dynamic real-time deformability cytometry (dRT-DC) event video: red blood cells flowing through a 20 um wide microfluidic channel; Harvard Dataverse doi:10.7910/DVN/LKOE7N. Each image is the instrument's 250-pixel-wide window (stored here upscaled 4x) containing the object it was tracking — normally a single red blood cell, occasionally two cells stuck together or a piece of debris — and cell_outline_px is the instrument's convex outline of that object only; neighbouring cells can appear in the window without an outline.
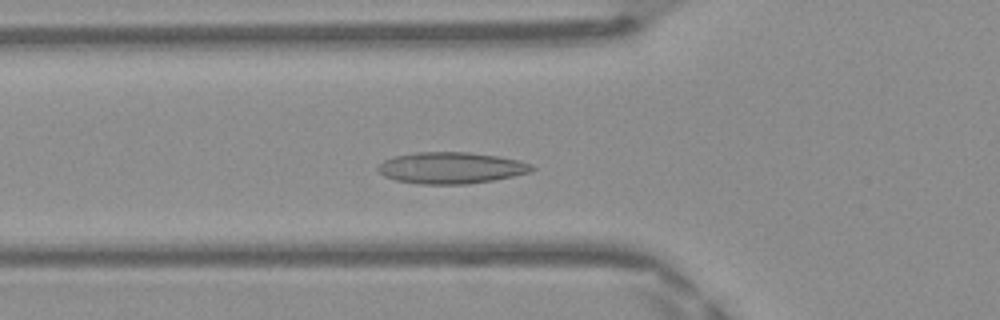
{"species": "Egyptian fruit bat (a non-hibernating species)", "species_latin": "Rousettus aegyptiacus", "temperature_condition": "warm", "stored_images_in_passage": 37, "camera_frame_rate_fps": 3000, "um_per_image_px": 0.085, "frame": {"image": 1, "passage_image": 5, "time_ms": 1.333, "image_size_px": [1000, 320], "cell_outline_px": [[536, 168], [532, 172], [492, 180], [468, 184], [420, 184], [396, 180], [384, 176], [376, 168], [384, 160], [392, 156], [416, 152], [468, 152], [496, 156], [520, 160], [532, 164]], "centroid_in_image_um": [38.35, 14.26], "position_along_channel_um": 87.5, "area_um2": 28.26}}
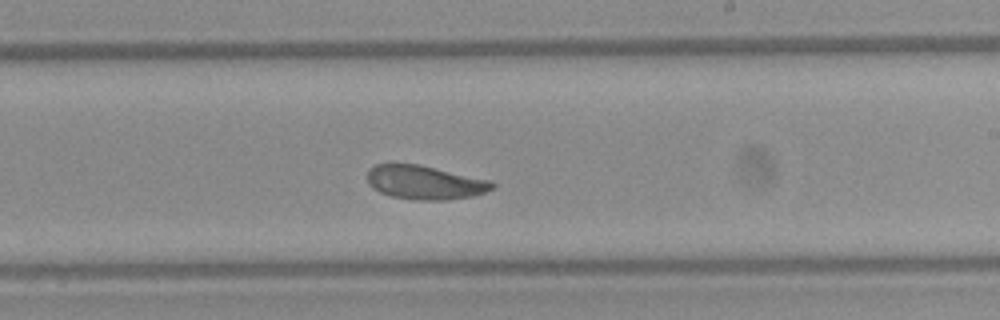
{"frame": {"image": 2, "passage_image": 17, "time_ms": 5.333, "image_size_px": [1000, 320], "cell_outline_px": [[496, 184], [492, 188], [484, 192], [472, 196], [448, 200], [412, 200], [392, 196], [380, 192], [372, 188], [368, 184], [368, 168], [376, 164], [392, 160], [416, 164], [488, 180]], "centroid_in_image_um": [36.0, 15.48], "position_along_channel_um": 253.0, "area_um2": 24.91}}
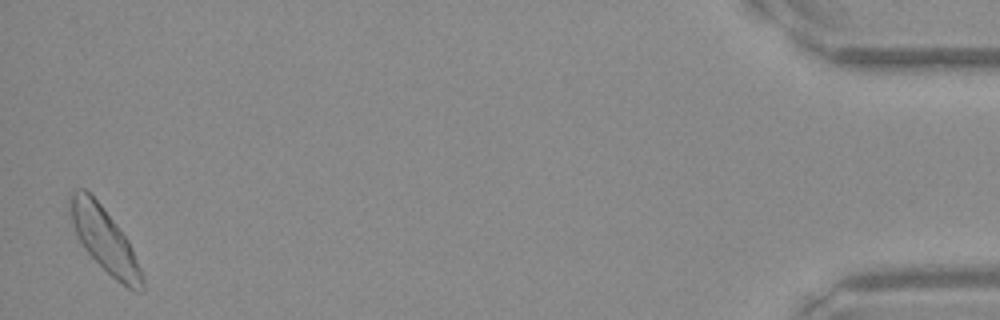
{"frame": {"image": 3, "passage_image": 36, "time_ms": 11.667, "image_size_px": [1000, 320], "cell_outline_px": [[144, 288], [140, 292], [136, 292], [128, 288], [116, 280], [84, 248], [76, 232], [68, 212], [68, 196], [76, 188], [84, 188], [100, 204], [128, 240], [132, 248], [144, 276]], "centroid_in_image_um": [8.88, 20.38], "position_along_channel_um": 426.3, "area_um2": 26.65}, "authors_computed_cell_mechanics": {"area_um2": 25.2008, "velocity_mm_per_s": 4.1225, "shape_relaxation_time_tau1_ms": 3.574, "shape_relaxation_time_tau2_ms": 5.5758, "deformation_change_tau1": 0.1035, "deformation_change_tau2": 0.1197}}